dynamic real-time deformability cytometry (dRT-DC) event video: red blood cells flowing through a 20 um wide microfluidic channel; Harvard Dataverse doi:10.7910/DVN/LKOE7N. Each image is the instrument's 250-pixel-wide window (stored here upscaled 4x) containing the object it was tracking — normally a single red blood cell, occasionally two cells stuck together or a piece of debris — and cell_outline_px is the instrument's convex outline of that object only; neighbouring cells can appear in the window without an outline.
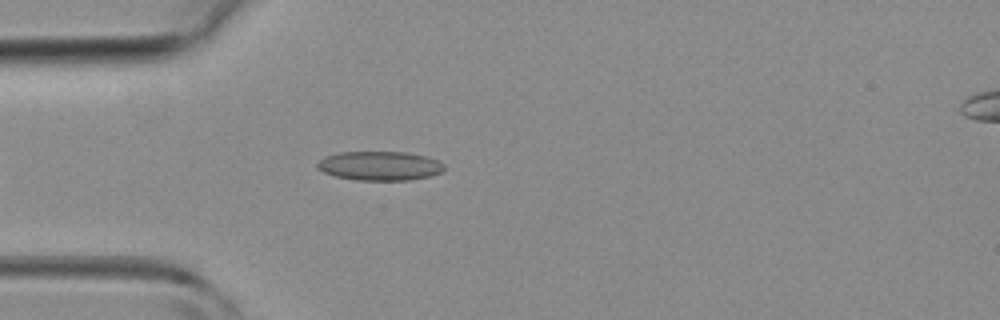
{"species": "common noctule bat (a hibernating species)", "species_latin": "Nyctalus noctula", "temperature_condition": "room temperature", "stored_images_in_passage": 16, "camera_frame_rate_fps": 3000, "um_per_image_px": 0.085, "animal": {"sex": "female", "body_mass_g": 19.3, "forearm_length_mm": 54.1}, "frame": {"image": 1, "passage_image": 5, "time_ms": 1.333, "image_size_px": [1000, 320], "cell_outline_px": [[444, 168], [440, 172], [432, 176], [408, 180], [356, 180], [336, 176], [324, 172], [316, 168], [316, 164], [324, 156], [340, 152], [408, 152], [428, 156], [444, 164]], "centroid_in_image_um": [32.28, 14.09], "position_along_channel_um": 52.7, "area_um2": 21.62}}
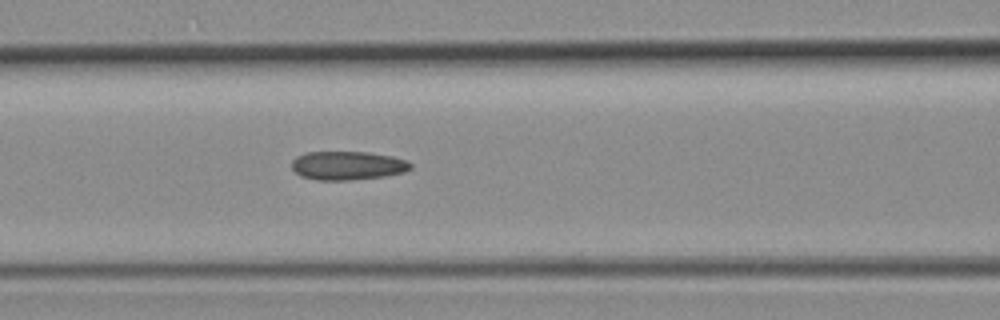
{"frame": {"image": 2, "passage_image": 11, "time_ms": 3.333, "image_size_px": [1000, 320], "cell_outline_px": [[412, 168], [404, 172], [384, 176], [352, 180], [316, 180], [300, 176], [292, 168], [292, 160], [296, 156], [304, 152], [368, 152], [392, 156], [408, 160], [412, 164]], "centroid_in_image_um": [29.55, 14.07], "position_along_channel_um": 137.1, "area_um2": 20.06}}
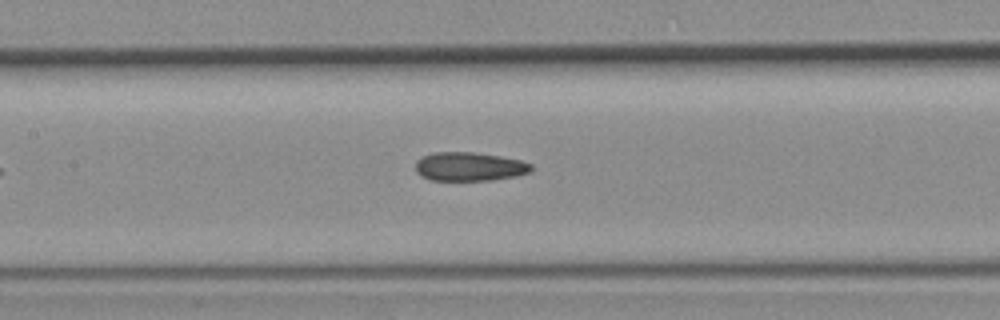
{"frame": {"image": 3, "passage_image": 13, "time_ms": 4.0, "image_size_px": [1000, 320], "cell_outline_px": [[532, 172], [516, 176], [492, 180], [432, 180], [420, 176], [416, 172], [416, 160], [432, 152], [472, 152], [500, 156], [520, 160], [532, 164]], "centroid_in_image_um": [39.9, 14.16], "position_along_channel_um": 167.5, "area_um2": 19.48}}